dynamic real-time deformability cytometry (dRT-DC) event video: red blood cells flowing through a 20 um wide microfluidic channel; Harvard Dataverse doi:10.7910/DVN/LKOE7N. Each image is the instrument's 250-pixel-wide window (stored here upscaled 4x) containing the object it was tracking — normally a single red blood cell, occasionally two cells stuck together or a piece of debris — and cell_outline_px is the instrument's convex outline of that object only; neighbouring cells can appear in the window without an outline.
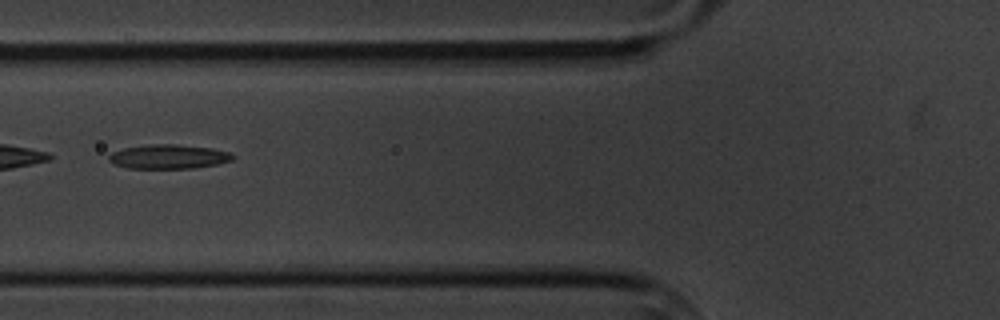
{"species": "common noctule bat (a hibernating species)", "species_latin": "Nyctalus noctula", "temperature_condition": "cold", "stored_images_in_passage": 5, "camera_frame_rate_fps": 3000, "um_per_image_px": 0.085, "animal": {"sex": "male", "body_mass_g": 20.1, "forearm_length_mm": 53.5}, "frame": {"image": 1, "passage_image": 2, "time_ms": 1.0, "image_size_px": [1000, 320], "cell_outline_px": [[236, 156], [232, 160], [216, 164], [196, 168], [128, 168], [112, 164], [108, 160], [108, 156], [112, 152], [124, 148], [148, 144], [176, 144], [212, 148], [228, 152]], "centroid_in_image_um": [14.31, 13.31], "position_along_channel_um": 111.5, "area_um2": 17.57}}
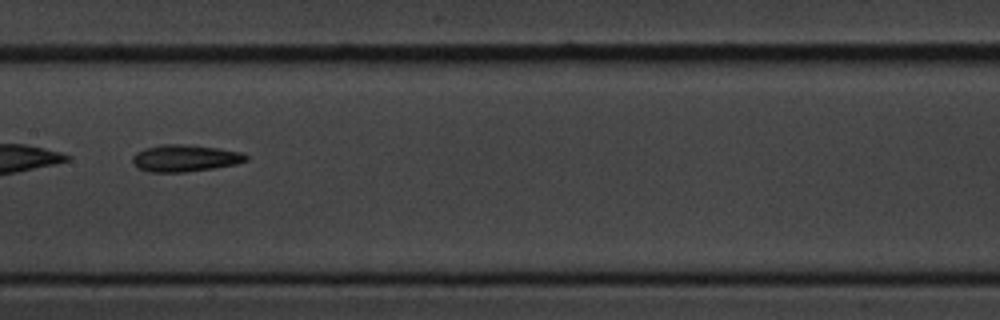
{"frame": {"image": 2, "passage_image": 4, "time_ms": 3.333, "image_size_px": [1000, 320], "cell_outline_px": [[248, 160], [236, 164], [212, 168], [184, 172], [148, 172], [136, 168], [132, 164], [132, 156], [136, 152], [144, 148], [160, 144], [184, 144], [216, 148], [244, 152], [248, 156]], "centroid_in_image_um": [15.68, 13.44], "position_along_channel_um": 191.7, "area_um2": 17.98}}
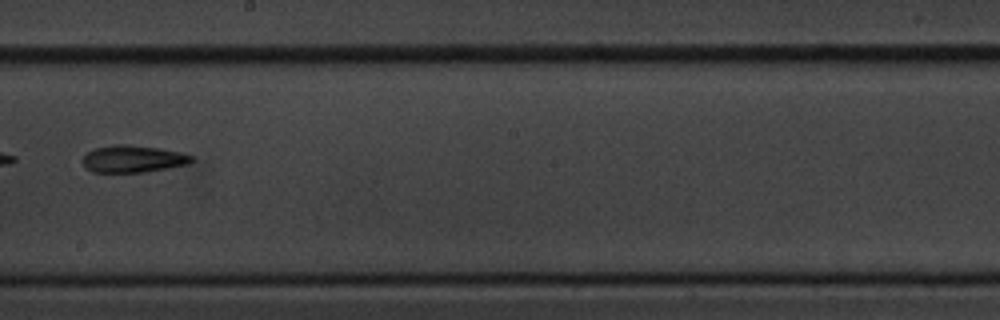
{"frame": {"image": 3, "passage_image": 5, "time_ms": 4.667, "image_size_px": [1000, 320], "cell_outline_px": [[196, 160], [188, 164], [168, 168], [144, 172], [92, 172], [84, 168], [84, 156], [88, 152], [96, 148], [112, 144], [128, 144], [160, 148], [180, 152], [192, 156]], "centroid_in_image_um": [11.32, 13.5], "position_along_channel_um": 236.9, "area_um2": 17.28}}